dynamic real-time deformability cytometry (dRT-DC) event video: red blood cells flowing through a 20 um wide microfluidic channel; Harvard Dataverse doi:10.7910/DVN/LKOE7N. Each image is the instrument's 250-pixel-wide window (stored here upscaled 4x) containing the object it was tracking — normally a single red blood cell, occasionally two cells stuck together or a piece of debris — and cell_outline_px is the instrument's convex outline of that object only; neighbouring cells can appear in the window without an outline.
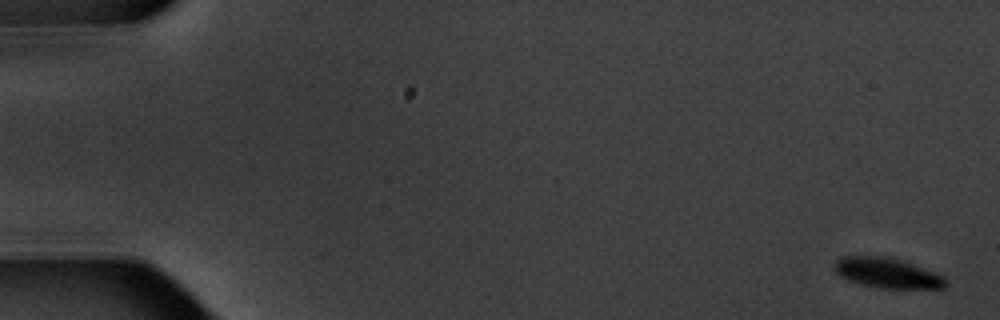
{"species": "common noctule bat (a hibernating species)", "species_latin": "Nyctalus noctula", "temperature_condition": "warm", "stored_images_in_passage": 5, "camera_frame_rate_fps": 3000, "um_per_image_px": 0.085, "animal": {"sex": "male", "body_mass_g": 20.1, "forearm_length_mm": 53.5}, "frame": {"image": 1, "passage_image": 1, "time_ms": 0.0, "image_size_px": [1000, 320], "cell_outline_px": [[948, 284], [944, 288], [876, 288], [860, 284], [848, 280], [840, 276], [836, 272], [836, 260], [840, 256], [884, 256], [900, 260], [912, 264], [944, 276], [948, 280]], "centroid_in_image_um": [75.42, 23.21], "position_along_channel_um": 9.6, "area_um2": 19.42}}
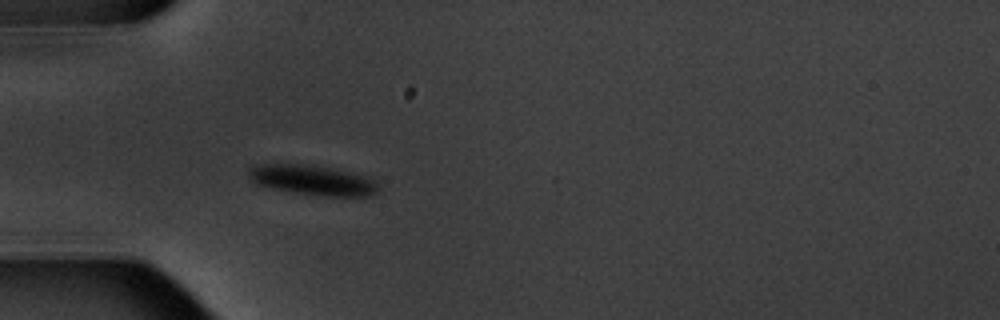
{"frame": {"image": 2, "passage_image": 5, "time_ms": 5.667, "image_size_px": [1000, 320], "cell_outline_px": [[380, 192], [372, 196], [328, 196], [292, 192], [272, 188], [256, 184], [248, 176], [248, 172], [260, 164], [308, 164], [368, 176], [376, 180], [380, 184]], "centroid_in_image_um": [26.67, 15.32], "position_along_channel_um": 58.3, "area_um2": 22.66}}